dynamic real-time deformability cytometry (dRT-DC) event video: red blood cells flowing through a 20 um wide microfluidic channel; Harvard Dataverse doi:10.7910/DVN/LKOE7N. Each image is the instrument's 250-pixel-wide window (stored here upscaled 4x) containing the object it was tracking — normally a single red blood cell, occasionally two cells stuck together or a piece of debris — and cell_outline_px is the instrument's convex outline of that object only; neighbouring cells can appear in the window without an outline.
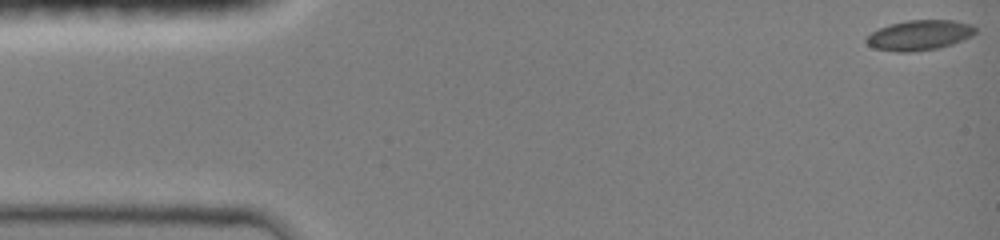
{"species": "common noctule bat (a hibernating species)", "species_latin": "Nyctalus noctula", "temperature_condition": "room temperature", "stored_images_in_passage": 23, "camera_frame_rate_fps": 3000, "um_per_image_px": 0.085, "animal": {"sex": "female", "body_mass_g": 19.0, "forearm_length_mm": 51.5}, "frame": {"image": 1, "passage_image": 1, "time_ms": 0.0, "image_size_px": [1000, 240], "cell_outline_px": [[976, 32], [972, 36], [964, 40], [952, 44], [936, 48], [912, 52], [896, 52], [876, 48], [868, 44], [864, 40], [872, 32], [888, 24], [908, 20], [952, 20], [972, 24], [976, 28]], "centroid_in_image_um": [78.17, 2.98], "position_along_channel_um": 6.8, "area_um2": 19.13}}
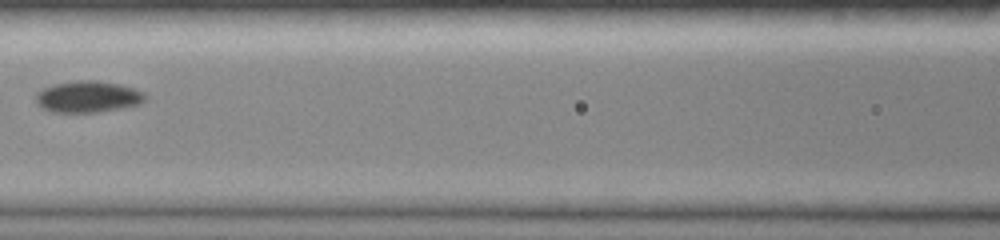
{"frame": {"image": 2, "passage_image": 14, "time_ms": 6.667, "image_size_px": [1000, 240], "cell_outline_px": [[144, 100], [140, 104], [120, 108], [96, 112], [52, 112], [44, 108], [36, 100], [36, 92], [40, 88], [52, 84], [76, 80], [96, 80], [120, 84], [136, 88], [144, 92]], "centroid_in_image_um": [7.46, 8.2], "position_along_channel_um": 159.1, "area_um2": 20.11}}
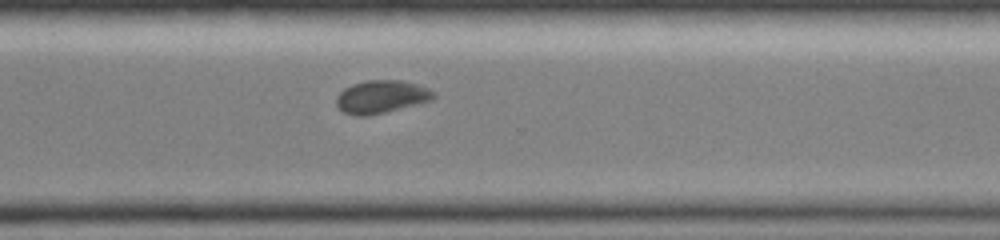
{"frame": {"image": 3, "passage_image": 23, "time_ms": 11.0, "image_size_px": [1000, 240], "cell_outline_px": [[436, 96], [432, 100], [384, 112], [364, 116], [356, 116], [344, 112], [336, 104], [336, 96], [344, 88], [352, 84], [368, 80], [400, 80], [416, 84], [428, 88], [436, 92]], "centroid_in_image_um": [32.41, 8.21], "position_along_channel_um": 338.2, "area_um2": 18.5}}